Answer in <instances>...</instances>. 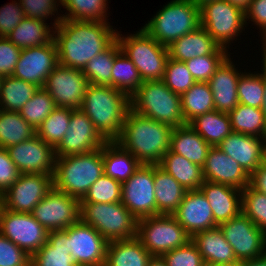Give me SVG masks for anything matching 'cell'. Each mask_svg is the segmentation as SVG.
<instances>
[{
	"label": "cell",
	"instance_id": "cell-1",
	"mask_svg": "<svg viewBox=\"0 0 266 266\" xmlns=\"http://www.w3.org/2000/svg\"><path fill=\"white\" fill-rule=\"evenodd\" d=\"M54 29L58 64L79 70L117 39L108 22L62 19Z\"/></svg>",
	"mask_w": 266,
	"mask_h": 266
},
{
	"label": "cell",
	"instance_id": "cell-2",
	"mask_svg": "<svg viewBox=\"0 0 266 266\" xmlns=\"http://www.w3.org/2000/svg\"><path fill=\"white\" fill-rule=\"evenodd\" d=\"M173 127L139 115L131 109L115 140L141 164L158 165L170 148Z\"/></svg>",
	"mask_w": 266,
	"mask_h": 266
},
{
	"label": "cell",
	"instance_id": "cell-3",
	"mask_svg": "<svg viewBox=\"0 0 266 266\" xmlns=\"http://www.w3.org/2000/svg\"><path fill=\"white\" fill-rule=\"evenodd\" d=\"M80 109L106 141H115L130 110V97L112 86L89 84Z\"/></svg>",
	"mask_w": 266,
	"mask_h": 266
},
{
	"label": "cell",
	"instance_id": "cell-4",
	"mask_svg": "<svg viewBox=\"0 0 266 266\" xmlns=\"http://www.w3.org/2000/svg\"><path fill=\"white\" fill-rule=\"evenodd\" d=\"M104 175L102 148L95 151L56 158L53 187L82 200L92 184Z\"/></svg>",
	"mask_w": 266,
	"mask_h": 266
},
{
	"label": "cell",
	"instance_id": "cell-5",
	"mask_svg": "<svg viewBox=\"0 0 266 266\" xmlns=\"http://www.w3.org/2000/svg\"><path fill=\"white\" fill-rule=\"evenodd\" d=\"M130 109L173 128L186 124L181 110V95L172 92L162 80L143 81L130 96Z\"/></svg>",
	"mask_w": 266,
	"mask_h": 266
},
{
	"label": "cell",
	"instance_id": "cell-6",
	"mask_svg": "<svg viewBox=\"0 0 266 266\" xmlns=\"http://www.w3.org/2000/svg\"><path fill=\"white\" fill-rule=\"evenodd\" d=\"M201 26L200 7L190 0H173L151 18L142 29L168 47Z\"/></svg>",
	"mask_w": 266,
	"mask_h": 266
},
{
	"label": "cell",
	"instance_id": "cell-7",
	"mask_svg": "<svg viewBox=\"0 0 266 266\" xmlns=\"http://www.w3.org/2000/svg\"><path fill=\"white\" fill-rule=\"evenodd\" d=\"M80 220L108 242L137 237L138 219L121 203H80Z\"/></svg>",
	"mask_w": 266,
	"mask_h": 266
},
{
	"label": "cell",
	"instance_id": "cell-8",
	"mask_svg": "<svg viewBox=\"0 0 266 266\" xmlns=\"http://www.w3.org/2000/svg\"><path fill=\"white\" fill-rule=\"evenodd\" d=\"M117 32V40L122 52L133 62L143 81L162 80L167 60L168 48L161 45L144 29L136 34L121 37Z\"/></svg>",
	"mask_w": 266,
	"mask_h": 266
},
{
	"label": "cell",
	"instance_id": "cell-9",
	"mask_svg": "<svg viewBox=\"0 0 266 266\" xmlns=\"http://www.w3.org/2000/svg\"><path fill=\"white\" fill-rule=\"evenodd\" d=\"M137 238L152 256H162L191 240L176 218L165 214L138 219Z\"/></svg>",
	"mask_w": 266,
	"mask_h": 266
},
{
	"label": "cell",
	"instance_id": "cell-10",
	"mask_svg": "<svg viewBox=\"0 0 266 266\" xmlns=\"http://www.w3.org/2000/svg\"><path fill=\"white\" fill-rule=\"evenodd\" d=\"M201 26L222 48L242 32L245 11L226 0H213L200 7Z\"/></svg>",
	"mask_w": 266,
	"mask_h": 266
},
{
	"label": "cell",
	"instance_id": "cell-11",
	"mask_svg": "<svg viewBox=\"0 0 266 266\" xmlns=\"http://www.w3.org/2000/svg\"><path fill=\"white\" fill-rule=\"evenodd\" d=\"M0 233L31 257L47 242L49 231L31 213L0 208Z\"/></svg>",
	"mask_w": 266,
	"mask_h": 266
},
{
	"label": "cell",
	"instance_id": "cell-12",
	"mask_svg": "<svg viewBox=\"0 0 266 266\" xmlns=\"http://www.w3.org/2000/svg\"><path fill=\"white\" fill-rule=\"evenodd\" d=\"M219 228L239 262L266 253V234L242 212L237 217L220 224Z\"/></svg>",
	"mask_w": 266,
	"mask_h": 266
},
{
	"label": "cell",
	"instance_id": "cell-13",
	"mask_svg": "<svg viewBox=\"0 0 266 266\" xmlns=\"http://www.w3.org/2000/svg\"><path fill=\"white\" fill-rule=\"evenodd\" d=\"M31 214L48 231L64 230L80 220V200L53 187Z\"/></svg>",
	"mask_w": 266,
	"mask_h": 266
},
{
	"label": "cell",
	"instance_id": "cell-14",
	"mask_svg": "<svg viewBox=\"0 0 266 266\" xmlns=\"http://www.w3.org/2000/svg\"><path fill=\"white\" fill-rule=\"evenodd\" d=\"M121 203L137 218L157 215L154 165L141 166L122 183Z\"/></svg>",
	"mask_w": 266,
	"mask_h": 266
},
{
	"label": "cell",
	"instance_id": "cell-15",
	"mask_svg": "<svg viewBox=\"0 0 266 266\" xmlns=\"http://www.w3.org/2000/svg\"><path fill=\"white\" fill-rule=\"evenodd\" d=\"M52 188L53 175L20 174L2 194V206L12 212L32 213Z\"/></svg>",
	"mask_w": 266,
	"mask_h": 266
},
{
	"label": "cell",
	"instance_id": "cell-16",
	"mask_svg": "<svg viewBox=\"0 0 266 266\" xmlns=\"http://www.w3.org/2000/svg\"><path fill=\"white\" fill-rule=\"evenodd\" d=\"M89 81L82 70L58 64L47 77L44 89L57 107L78 109L82 107Z\"/></svg>",
	"mask_w": 266,
	"mask_h": 266
},
{
	"label": "cell",
	"instance_id": "cell-17",
	"mask_svg": "<svg viewBox=\"0 0 266 266\" xmlns=\"http://www.w3.org/2000/svg\"><path fill=\"white\" fill-rule=\"evenodd\" d=\"M106 142L80 108L72 109L67 131L55 148L56 158L92 152Z\"/></svg>",
	"mask_w": 266,
	"mask_h": 266
},
{
	"label": "cell",
	"instance_id": "cell-18",
	"mask_svg": "<svg viewBox=\"0 0 266 266\" xmlns=\"http://www.w3.org/2000/svg\"><path fill=\"white\" fill-rule=\"evenodd\" d=\"M108 241L81 220L68 227V251L77 266H104Z\"/></svg>",
	"mask_w": 266,
	"mask_h": 266
},
{
	"label": "cell",
	"instance_id": "cell-19",
	"mask_svg": "<svg viewBox=\"0 0 266 266\" xmlns=\"http://www.w3.org/2000/svg\"><path fill=\"white\" fill-rule=\"evenodd\" d=\"M10 159L20 174L54 175L56 165L55 148L35 135L7 148Z\"/></svg>",
	"mask_w": 266,
	"mask_h": 266
},
{
	"label": "cell",
	"instance_id": "cell-20",
	"mask_svg": "<svg viewBox=\"0 0 266 266\" xmlns=\"http://www.w3.org/2000/svg\"><path fill=\"white\" fill-rule=\"evenodd\" d=\"M57 65V46L52 39L43 46L22 49L12 76L43 88Z\"/></svg>",
	"mask_w": 266,
	"mask_h": 266
},
{
	"label": "cell",
	"instance_id": "cell-21",
	"mask_svg": "<svg viewBox=\"0 0 266 266\" xmlns=\"http://www.w3.org/2000/svg\"><path fill=\"white\" fill-rule=\"evenodd\" d=\"M172 215L190 236L218 226L210 204L200 189L188 190Z\"/></svg>",
	"mask_w": 266,
	"mask_h": 266
},
{
	"label": "cell",
	"instance_id": "cell-22",
	"mask_svg": "<svg viewBox=\"0 0 266 266\" xmlns=\"http://www.w3.org/2000/svg\"><path fill=\"white\" fill-rule=\"evenodd\" d=\"M202 169L205 181L229 185L240 190L249 185V174L218 147L210 148Z\"/></svg>",
	"mask_w": 266,
	"mask_h": 266
},
{
	"label": "cell",
	"instance_id": "cell-23",
	"mask_svg": "<svg viewBox=\"0 0 266 266\" xmlns=\"http://www.w3.org/2000/svg\"><path fill=\"white\" fill-rule=\"evenodd\" d=\"M265 143L266 137L232 132L217 147L238 162L250 175L263 163Z\"/></svg>",
	"mask_w": 266,
	"mask_h": 266
},
{
	"label": "cell",
	"instance_id": "cell-24",
	"mask_svg": "<svg viewBox=\"0 0 266 266\" xmlns=\"http://www.w3.org/2000/svg\"><path fill=\"white\" fill-rule=\"evenodd\" d=\"M241 75L232 65L229 55L217 67L207 82L213 94L216 111L229 114L238 104L237 83Z\"/></svg>",
	"mask_w": 266,
	"mask_h": 266
},
{
	"label": "cell",
	"instance_id": "cell-25",
	"mask_svg": "<svg viewBox=\"0 0 266 266\" xmlns=\"http://www.w3.org/2000/svg\"><path fill=\"white\" fill-rule=\"evenodd\" d=\"M199 189L208 200L218 226L242 212V190L208 181H204Z\"/></svg>",
	"mask_w": 266,
	"mask_h": 266
},
{
	"label": "cell",
	"instance_id": "cell-26",
	"mask_svg": "<svg viewBox=\"0 0 266 266\" xmlns=\"http://www.w3.org/2000/svg\"><path fill=\"white\" fill-rule=\"evenodd\" d=\"M191 241L206 265L230 266L239 263L219 226L193 234Z\"/></svg>",
	"mask_w": 266,
	"mask_h": 266
},
{
	"label": "cell",
	"instance_id": "cell-27",
	"mask_svg": "<svg viewBox=\"0 0 266 266\" xmlns=\"http://www.w3.org/2000/svg\"><path fill=\"white\" fill-rule=\"evenodd\" d=\"M167 48L169 58L180 62L204 55L228 53L225 48L220 47L214 41L202 26L175 40Z\"/></svg>",
	"mask_w": 266,
	"mask_h": 266
},
{
	"label": "cell",
	"instance_id": "cell-28",
	"mask_svg": "<svg viewBox=\"0 0 266 266\" xmlns=\"http://www.w3.org/2000/svg\"><path fill=\"white\" fill-rule=\"evenodd\" d=\"M211 147L190 124L173 128L169 150L190 162L203 167Z\"/></svg>",
	"mask_w": 266,
	"mask_h": 266
},
{
	"label": "cell",
	"instance_id": "cell-29",
	"mask_svg": "<svg viewBox=\"0 0 266 266\" xmlns=\"http://www.w3.org/2000/svg\"><path fill=\"white\" fill-rule=\"evenodd\" d=\"M31 266H77L68 251V228L49 231L47 242L31 257Z\"/></svg>",
	"mask_w": 266,
	"mask_h": 266
},
{
	"label": "cell",
	"instance_id": "cell-30",
	"mask_svg": "<svg viewBox=\"0 0 266 266\" xmlns=\"http://www.w3.org/2000/svg\"><path fill=\"white\" fill-rule=\"evenodd\" d=\"M104 174L121 184L126 182L141 163L116 141H107L102 146Z\"/></svg>",
	"mask_w": 266,
	"mask_h": 266
},
{
	"label": "cell",
	"instance_id": "cell-31",
	"mask_svg": "<svg viewBox=\"0 0 266 266\" xmlns=\"http://www.w3.org/2000/svg\"><path fill=\"white\" fill-rule=\"evenodd\" d=\"M151 257L137 237L111 241L107 244L104 266H147Z\"/></svg>",
	"mask_w": 266,
	"mask_h": 266
},
{
	"label": "cell",
	"instance_id": "cell-32",
	"mask_svg": "<svg viewBox=\"0 0 266 266\" xmlns=\"http://www.w3.org/2000/svg\"><path fill=\"white\" fill-rule=\"evenodd\" d=\"M154 189L157 215H172L187 192L176 179L158 165H154Z\"/></svg>",
	"mask_w": 266,
	"mask_h": 266
},
{
	"label": "cell",
	"instance_id": "cell-33",
	"mask_svg": "<svg viewBox=\"0 0 266 266\" xmlns=\"http://www.w3.org/2000/svg\"><path fill=\"white\" fill-rule=\"evenodd\" d=\"M158 166L176 179L187 191L198 190L205 181L201 166L170 150L162 157Z\"/></svg>",
	"mask_w": 266,
	"mask_h": 266
},
{
	"label": "cell",
	"instance_id": "cell-34",
	"mask_svg": "<svg viewBox=\"0 0 266 266\" xmlns=\"http://www.w3.org/2000/svg\"><path fill=\"white\" fill-rule=\"evenodd\" d=\"M44 22L25 17L6 38L21 50L48 44L54 34L51 33L49 25Z\"/></svg>",
	"mask_w": 266,
	"mask_h": 266
},
{
	"label": "cell",
	"instance_id": "cell-35",
	"mask_svg": "<svg viewBox=\"0 0 266 266\" xmlns=\"http://www.w3.org/2000/svg\"><path fill=\"white\" fill-rule=\"evenodd\" d=\"M189 124L212 147L233 132L229 114L216 110L197 116Z\"/></svg>",
	"mask_w": 266,
	"mask_h": 266
},
{
	"label": "cell",
	"instance_id": "cell-36",
	"mask_svg": "<svg viewBox=\"0 0 266 266\" xmlns=\"http://www.w3.org/2000/svg\"><path fill=\"white\" fill-rule=\"evenodd\" d=\"M35 135L36 130L22 118L19 111L0 109V148L7 149Z\"/></svg>",
	"mask_w": 266,
	"mask_h": 266
},
{
	"label": "cell",
	"instance_id": "cell-37",
	"mask_svg": "<svg viewBox=\"0 0 266 266\" xmlns=\"http://www.w3.org/2000/svg\"><path fill=\"white\" fill-rule=\"evenodd\" d=\"M181 110L186 124L215 110L213 94L207 82H196L181 95Z\"/></svg>",
	"mask_w": 266,
	"mask_h": 266
},
{
	"label": "cell",
	"instance_id": "cell-38",
	"mask_svg": "<svg viewBox=\"0 0 266 266\" xmlns=\"http://www.w3.org/2000/svg\"><path fill=\"white\" fill-rule=\"evenodd\" d=\"M121 47L116 39L108 48L92 58L82 72L89 84L112 86V68L115 57L121 52Z\"/></svg>",
	"mask_w": 266,
	"mask_h": 266
},
{
	"label": "cell",
	"instance_id": "cell-39",
	"mask_svg": "<svg viewBox=\"0 0 266 266\" xmlns=\"http://www.w3.org/2000/svg\"><path fill=\"white\" fill-rule=\"evenodd\" d=\"M38 89V86L13 76L3 77L0 90V109L20 111Z\"/></svg>",
	"mask_w": 266,
	"mask_h": 266
},
{
	"label": "cell",
	"instance_id": "cell-40",
	"mask_svg": "<svg viewBox=\"0 0 266 266\" xmlns=\"http://www.w3.org/2000/svg\"><path fill=\"white\" fill-rule=\"evenodd\" d=\"M233 132L250 136L266 137V119L260 108L238 104L229 113Z\"/></svg>",
	"mask_w": 266,
	"mask_h": 266
},
{
	"label": "cell",
	"instance_id": "cell-41",
	"mask_svg": "<svg viewBox=\"0 0 266 266\" xmlns=\"http://www.w3.org/2000/svg\"><path fill=\"white\" fill-rule=\"evenodd\" d=\"M107 0H59V3L66 8L67 15L57 17L54 22V28L62 19L98 21L106 22Z\"/></svg>",
	"mask_w": 266,
	"mask_h": 266
},
{
	"label": "cell",
	"instance_id": "cell-42",
	"mask_svg": "<svg viewBox=\"0 0 266 266\" xmlns=\"http://www.w3.org/2000/svg\"><path fill=\"white\" fill-rule=\"evenodd\" d=\"M72 108L56 107L36 129V135L56 148L67 131Z\"/></svg>",
	"mask_w": 266,
	"mask_h": 266
},
{
	"label": "cell",
	"instance_id": "cell-43",
	"mask_svg": "<svg viewBox=\"0 0 266 266\" xmlns=\"http://www.w3.org/2000/svg\"><path fill=\"white\" fill-rule=\"evenodd\" d=\"M143 83L136 66L121 51L114 59L112 68V87L126 93L129 97Z\"/></svg>",
	"mask_w": 266,
	"mask_h": 266
},
{
	"label": "cell",
	"instance_id": "cell-44",
	"mask_svg": "<svg viewBox=\"0 0 266 266\" xmlns=\"http://www.w3.org/2000/svg\"><path fill=\"white\" fill-rule=\"evenodd\" d=\"M56 107L48 92L39 88L19 113L36 130Z\"/></svg>",
	"mask_w": 266,
	"mask_h": 266
},
{
	"label": "cell",
	"instance_id": "cell-45",
	"mask_svg": "<svg viewBox=\"0 0 266 266\" xmlns=\"http://www.w3.org/2000/svg\"><path fill=\"white\" fill-rule=\"evenodd\" d=\"M121 194L122 184L104 174L92 184L80 203L121 202Z\"/></svg>",
	"mask_w": 266,
	"mask_h": 266
},
{
	"label": "cell",
	"instance_id": "cell-46",
	"mask_svg": "<svg viewBox=\"0 0 266 266\" xmlns=\"http://www.w3.org/2000/svg\"><path fill=\"white\" fill-rule=\"evenodd\" d=\"M238 102L254 108H260L264 99L263 73H242L238 83Z\"/></svg>",
	"mask_w": 266,
	"mask_h": 266
},
{
	"label": "cell",
	"instance_id": "cell-47",
	"mask_svg": "<svg viewBox=\"0 0 266 266\" xmlns=\"http://www.w3.org/2000/svg\"><path fill=\"white\" fill-rule=\"evenodd\" d=\"M242 213L266 234V194L252 189H242Z\"/></svg>",
	"mask_w": 266,
	"mask_h": 266
},
{
	"label": "cell",
	"instance_id": "cell-48",
	"mask_svg": "<svg viewBox=\"0 0 266 266\" xmlns=\"http://www.w3.org/2000/svg\"><path fill=\"white\" fill-rule=\"evenodd\" d=\"M162 81L174 93L182 95L196 83L185 62L168 58Z\"/></svg>",
	"mask_w": 266,
	"mask_h": 266
},
{
	"label": "cell",
	"instance_id": "cell-49",
	"mask_svg": "<svg viewBox=\"0 0 266 266\" xmlns=\"http://www.w3.org/2000/svg\"><path fill=\"white\" fill-rule=\"evenodd\" d=\"M230 54H210L185 61L196 82H208L217 67Z\"/></svg>",
	"mask_w": 266,
	"mask_h": 266
},
{
	"label": "cell",
	"instance_id": "cell-50",
	"mask_svg": "<svg viewBox=\"0 0 266 266\" xmlns=\"http://www.w3.org/2000/svg\"><path fill=\"white\" fill-rule=\"evenodd\" d=\"M167 266H205L203 257L190 240L185 246L178 247L162 255Z\"/></svg>",
	"mask_w": 266,
	"mask_h": 266
},
{
	"label": "cell",
	"instance_id": "cell-51",
	"mask_svg": "<svg viewBox=\"0 0 266 266\" xmlns=\"http://www.w3.org/2000/svg\"><path fill=\"white\" fill-rule=\"evenodd\" d=\"M0 266H31V256L1 233Z\"/></svg>",
	"mask_w": 266,
	"mask_h": 266
},
{
	"label": "cell",
	"instance_id": "cell-52",
	"mask_svg": "<svg viewBox=\"0 0 266 266\" xmlns=\"http://www.w3.org/2000/svg\"><path fill=\"white\" fill-rule=\"evenodd\" d=\"M21 54V49L6 37H0V75L12 76Z\"/></svg>",
	"mask_w": 266,
	"mask_h": 266
},
{
	"label": "cell",
	"instance_id": "cell-53",
	"mask_svg": "<svg viewBox=\"0 0 266 266\" xmlns=\"http://www.w3.org/2000/svg\"><path fill=\"white\" fill-rule=\"evenodd\" d=\"M25 18L20 3H10L0 8V37L8 34Z\"/></svg>",
	"mask_w": 266,
	"mask_h": 266
},
{
	"label": "cell",
	"instance_id": "cell-54",
	"mask_svg": "<svg viewBox=\"0 0 266 266\" xmlns=\"http://www.w3.org/2000/svg\"><path fill=\"white\" fill-rule=\"evenodd\" d=\"M58 0H20L25 17L43 20L57 11Z\"/></svg>",
	"mask_w": 266,
	"mask_h": 266
},
{
	"label": "cell",
	"instance_id": "cell-55",
	"mask_svg": "<svg viewBox=\"0 0 266 266\" xmlns=\"http://www.w3.org/2000/svg\"><path fill=\"white\" fill-rule=\"evenodd\" d=\"M20 172L10 159L7 149L0 148V194L4 192L18 179Z\"/></svg>",
	"mask_w": 266,
	"mask_h": 266
},
{
	"label": "cell",
	"instance_id": "cell-56",
	"mask_svg": "<svg viewBox=\"0 0 266 266\" xmlns=\"http://www.w3.org/2000/svg\"><path fill=\"white\" fill-rule=\"evenodd\" d=\"M252 19L251 21L259 25L266 31V0H251L248 8L245 10V21Z\"/></svg>",
	"mask_w": 266,
	"mask_h": 266
},
{
	"label": "cell",
	"instance_id": "cell-57",
	"mask_svg": "<svg viewBox=\"0 0 266 266\" xmlns=\"http://www.w3.org/2000/svg\"><path fill=\"white\" fill-rule=\"evenodd\" d=\"M249 186L266 194V166L263 163L249 175Z\"/></svg>",
	"mask_w": 266,
	"mask_h": 266
},
{
	"label": "cell",
	"instance_id": "cell-58",
	"mask_svg": "<svg viewBox=\"0 0 266 266\" xmlns=\"http://www.w3.org/2000/svg\"><path fill=\"white\" fill-rule=\"evenodd\" d=\"M244 266H266V253L262 256L243 261Z\"/></svg>",
	"mask_w": 266,
	"mask_h": 266
},
{
	"label": "cell",
	"instance_id": "cell-59",
	"mask_svg": "<svg viewBox=\"0 0 266 266\" xmlns=\"http://www.w3.org/2000/svg\"><path fill=\"white\" fill-rule=\"evenodd\" d=\"M147 266H167L162 256H152Z\"/></svg>",
	"mask_w": 266,
	"mask_h": 266
},
{
	"label": "cell",
	"instance_id": "cell-60",
	"mask_svg": "<svg viewBox=\"0 0 266 266\" xmlns=\"http://www.w3.org/2000/svg\"><path fill=\"white\" fill-rule=\"evenodd\" d=\"M230 2L232 5L238 6L244 11L248 8L251 0H226Z\"/></svg>",
	"mask_w": 266,
	"mask_h": 266
},
{
	"label": "cell",
	"instance_id": "cell-61",
	"mask_svg": "<svg viewBox=\"0 0 266 266\" xmlns=\"http://www.w3.org/2000/svg\"><path fill=\"white\" fill-rule=\"evenodd\" d=\"M263 79H264V99H263V104L261 107V110L263 111L266 119V69L263 68Z\"/></svg>",
	"mask_w": 266,
	"mask_h": 266
},
{
	"label": "cell",
	"instance_id": "cell-62",
	"mask_svg": "<svg viewBox=\"0 0 266 266\" xmlns=\"http://www.w3.org/2000/svg\"><path fill=\"white\" fill-rule=\"evenodd\" d=\"M264 35H263V37H262V39L265 41V43H263L264 45H263V68H265L266 69V31L263 33Z\"/></svg>",
	"mask_w": 266,
	"mask_h": 266
},
{
	"label": "cell",
	"instance_id": "cell-63",
	"mask_svg": "<svg viewBox=\"0 0 266 266\" xmlns=\"http://www.w3.org/2000/svg\"><path fill=\"white\" fill-rule=\"evenodd\" d=\"M190 1H192L198 7H201L205 3L210 2V1H213V0H190Z\"/></svg>",
	"mask_w": 266,
	"mask_h": 266
},
{
	"label": "cell",
	"instance_id": "cell-64",
	"mask_svg": "<svg viewBox=\"0 0 266 266\" xmlns=\"http://www.w3.org/2000/svg\"><path fill=\"white\" fill-rule=\"evenodd\" d=\"M263 164L266 166V143H265V146H264Z\"/></svg>",
	"mask_w": 266,
	"mask_h": 266
},
{
	"label": "cell",
	"instance_id": "cell-65",
	"mask_svg": "<svg viewBox=\"0 0 266 266\" xmlns=\"http://www.w3.org/2000/svg\"><path fill=\"white\" fill-rule=\"evenodd\" d=\"M230 266H244V263L243 262H239V263H237L235 265H230Z\"/></svg>",
	"mask_w": 266,
	"mask_h": 266
},
{
	"label": "cell",
	"instance_id": "cell-66",
	"mask_svg": "<svg viewBox=\"0 0 266 266\" xmlns=\"http://www.w3.org/2000/svg\"><path fill=\"white\" fill-rule=\"evenodd\" d=\"M3 76L0 75V90H1V83H2Z\"/></svg>",
	"mask_w": 266,
	"mask_h": 266
},
{
	"label": "cell",
	"instance_id": "cell-67",
	"mask_svg": "<svg viewBox=\"0 0 266 266\" xmlns=\"http://www.w3.org/2000/svg\"><path fill=\"white\" fill-rule=\"evenodd\" d=\"M2 207V195L0 194V208Z\"/></svg>",
	"mask_w": 266,
	"mask_h": 266
}]
</instances>
